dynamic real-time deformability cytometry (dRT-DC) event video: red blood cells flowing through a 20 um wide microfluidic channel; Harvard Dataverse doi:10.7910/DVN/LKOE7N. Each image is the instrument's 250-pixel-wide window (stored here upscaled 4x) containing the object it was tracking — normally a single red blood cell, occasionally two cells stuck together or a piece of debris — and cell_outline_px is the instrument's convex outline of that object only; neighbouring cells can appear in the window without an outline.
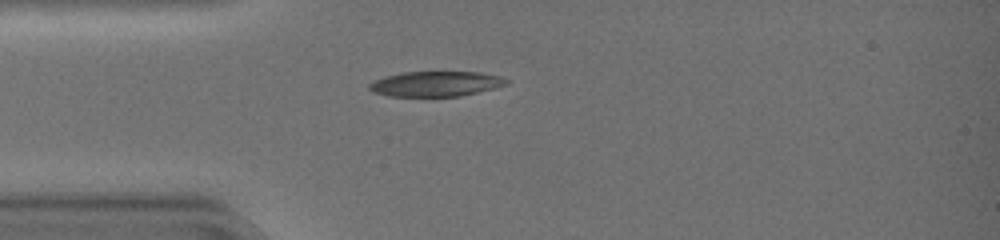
{"species": "common noctule bat (a hibernating species)", "species_latin": "Nyctalus noctula", "temperature_condition": "warm", "stored_images_in_passage": 34, "camera_frame_rate_fps": 3000, "um_per_image_px": 0.085, "animal": {"sex": "female", "body_mass_g": 19.0, "forearm_length_mm": 51.5}, "frame": {"image": 1, "passage_image": 1, "time_ms": 0.0, "image_size_px": [1000, 240], "cell_outline_px": [[512, 80], [508, 84], [460, 96], [388, 96], [376, 92], [368, 88], [368, 84], [384, 76], [400, 72], [480, 72], [500, 76]], "centroid_in_image_um": [37.06, 7.11], "position_along_channel_um": 47.9, "area_um2": 20.0}}
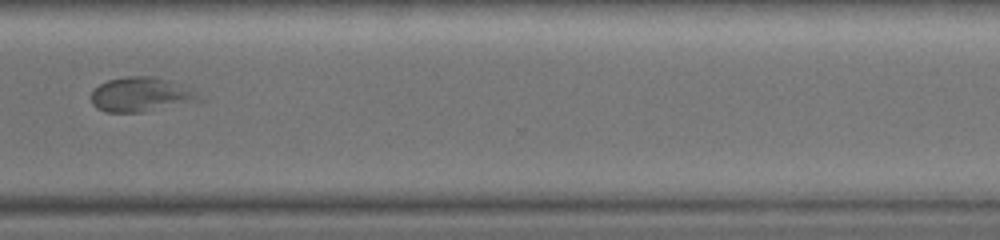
{"frame": {"image": 2, "passage_image": 24, "time_ms": 7.667, "image_size_px": [1000, 240], "cell_outline_px": [[208, 100], [140, 112], [108, 112], [96, 108], [92, 104], [92, 92], [100, 84], [108, 80], [124, 76], [152, 76], [168, 80], [180, 84], [208, 96]], "centroid_in_image_um": [12.1, 8.04], "position_along_channel_um": 358.5, "area_um2": 22.02}}
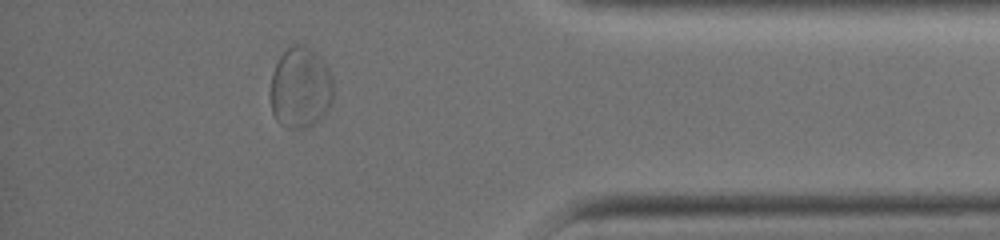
{"frame": {"image": 3, "passage_image": 29, "time_ms": 9.333, "image_size_px": [1000, 240], "cell_outline_px": [[332, 100], [328, 108], [312, 124], [304, 128], [288, 128], [276, 120], [272, 112], [272, 72], [280, 56], [288, 44], [304, 44], [312, 48], [324, 60], [332, 76]], "centroid_in_image_um": [25.54, 7.39], "position_along_channel_um": 409.7, "area_um2": 29.65}, "authors_computed_cell_mechanics": {"area_um2": 21.0681, "velocity_mm_per_s": 4.1766, "shape_relaxation_time_tau1_ms": null, "shape_relaxation_time_tau2_ms": 2.5124, "deformation_change_tau1": null, "deformation_change_tau2": 0.0833}}